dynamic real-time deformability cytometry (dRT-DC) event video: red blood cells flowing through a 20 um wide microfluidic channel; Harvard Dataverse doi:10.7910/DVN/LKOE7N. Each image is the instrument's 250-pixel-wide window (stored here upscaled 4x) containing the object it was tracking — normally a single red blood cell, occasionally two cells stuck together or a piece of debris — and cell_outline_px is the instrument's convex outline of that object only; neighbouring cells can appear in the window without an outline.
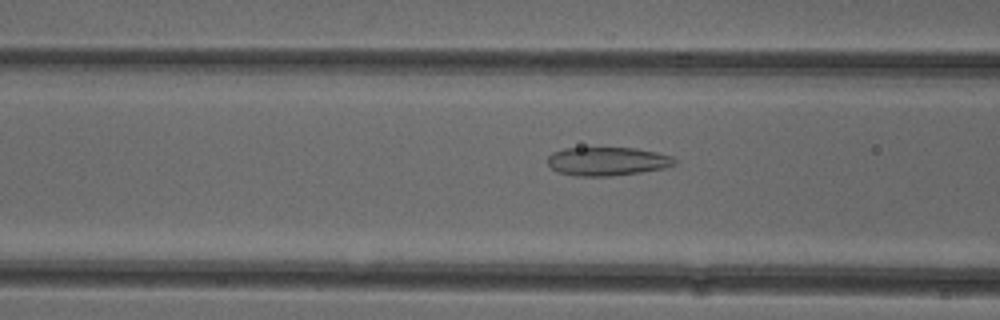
{"species": "common noctule bat (a hibernating species)", "species_latin": "Nyctalus noctula", "temperature_condition": "cold", "stored_images_in_passage": 52, "camera_frame_rate_fps": 3000, "um_per_image_px": 0.085, "animal": {"sex": "female"}, "frame": {"image": 1, "passage_image": 20, "time_ms": 6.333, "image_size_px": [1000, 320], "cell_outline_px": [[676, 164], [664, 168], [640, 172], [608, 176], [576, 176], [556, 172], [548, 164], [548, 156], [552, 152], [564, 148], [636, 148], [656, 152], [672, 156], [676, 160]], "centroid_in_image_um": [51.6, 13.71], "position_along_channel_um": 115.0, "area_um2": 21.15}}
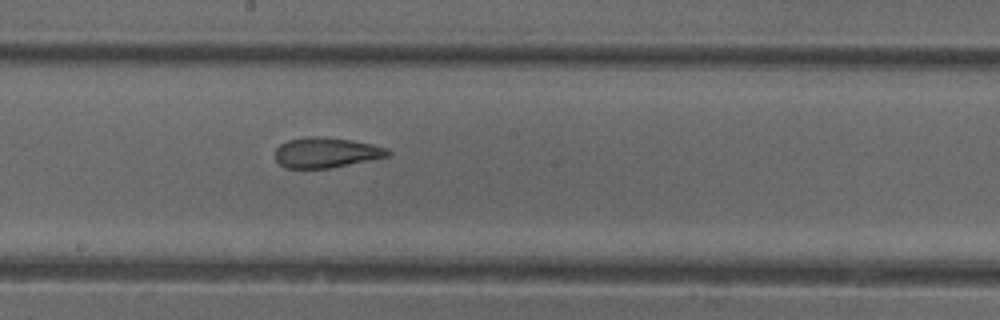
{"frame": {"image": 2, "passage_image": 28, "time_ms": 9.0, "image_size_px": [1000, 320], "cell_outline_px": [[392, 152], [388, 156], [328, 168], [284, 168], [276, 160], [276, 148], [280, 144], [288, 140], [308, 136], [316, 136], [352, 140], [372, 144], [388, 148]], "centroid_in_image_um": [27.71, 12.96], "position_along_channel_um": 220.5, "area_um2": 19.71}}
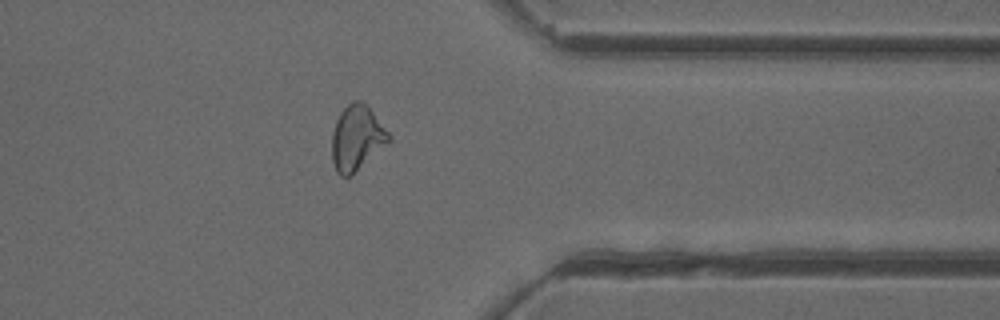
{"frame": {"image": 3, "passage_image": 41, "time_ms": 13.333, "image_size_px": [1000, 320], "cell_outline_px": [[392, 140], [352, 176], [340, 176], [336, 172], [332, 160], [332, 132], [336, 120], [340, 112], [352, 100], [360, 100], [372, 112], [392, 136]], "centroid_in_image_um": [30.32, 11.76], "position_along_channel_um": 381.1, "area_um2": 21.68}, "authors_computed_cell_mechanics": {"area_um2": 21.9929, "velocity_mm_per_s": 3.9443, "shape_relaxation_time_tau1_ms": null, "shape_relaxation_time_tau2_ms": 1.8984, "deformation_change_tau1": null, "deformation_change_tau2": 0.1059}}